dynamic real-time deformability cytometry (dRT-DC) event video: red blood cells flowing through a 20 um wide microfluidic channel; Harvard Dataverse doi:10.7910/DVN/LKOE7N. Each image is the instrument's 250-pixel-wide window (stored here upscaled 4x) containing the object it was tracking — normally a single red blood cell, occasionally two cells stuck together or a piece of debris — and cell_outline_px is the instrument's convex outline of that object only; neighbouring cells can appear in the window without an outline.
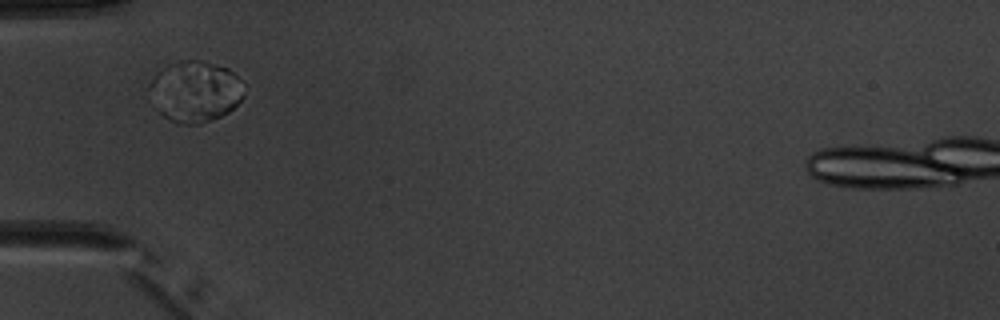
{"species": "common noctule bat (a hibernating species)", "species_latin": "Nyctalus noctula", "temperature_condition": "warm", "stored_images_in_passage": 5, "camera_frame_rate_fps": 3000, "um_per_image_px": 0.085, "animal": {"sex": "male", "body_mass_g": 20.1, "forearm_length_mm": 53.5}, "frame": {"image": 1, "passage_image": 2, "time_ms": 1.333, "image_size_px": [1000, 320], "cell_outline_px": [[244, 96], [228, 112], [212, 120], [200, 124], [176, 124], [168, 120], [156, 108], [148, 88], [148, 84], [156, 72], [168, 64], [176, 60], [204, 60], [228, 68], [244, 80]], "centroid_in_image_um": [16.59, 7.75], "position_along_channel_um": 68.4, "area_um2": 34.33}}
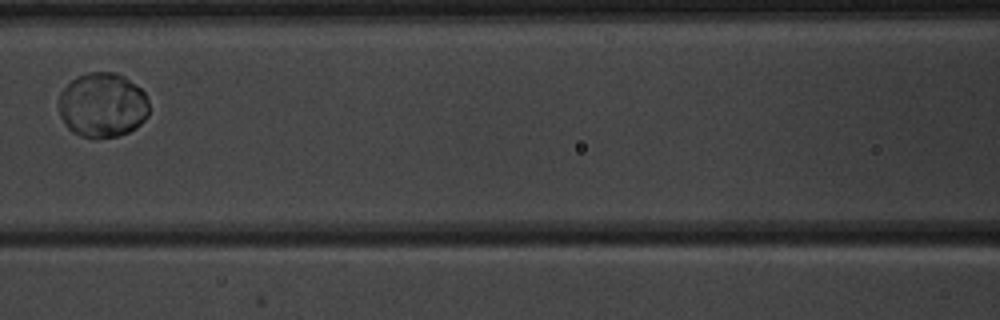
{"frame": {"image": 2, "passage_image": 4, "time_ms": 3.667, "image_size_px": [1000, 320], "cell_outline_px": [[148, 116], [136, 128], [128, 132], [116, 136], [80, 136], [72, 132], [68, 128], [60, 116], [60, 92], [76, 76], [88, 72], [116, 72], [124, 76], [140, 88], [144, 92], [148, 100]], "centroid_in_image_um": [8.72, 8.91], "position_along_channel_um": 157.9, "area_um2": 33.81}}
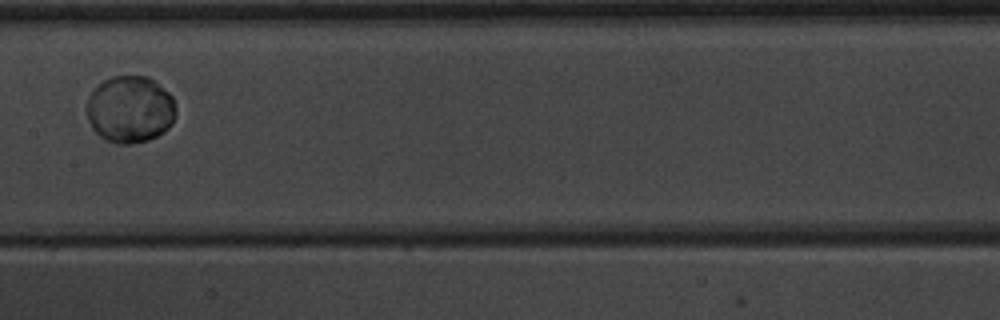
{"frame": {"image": 3, "passage_image": 5, "time_ms": 4.667, "image_size_px": [1000, 320], "cell_outline_px": [[176, 116], [168, 128], [164, 132], [148, 140], [128, 144], [116, 144], [104, 140], [92, 128], [88, 120], [88, 96], [92, 88], [104, 80], [112, 76], [148, 76], [168, 92], [172, 96], [176, 108]], "centroid_in_image_um": [11.05, 9.29], "position_along_channel_um": 196.4, "area_um2": 35.03}}